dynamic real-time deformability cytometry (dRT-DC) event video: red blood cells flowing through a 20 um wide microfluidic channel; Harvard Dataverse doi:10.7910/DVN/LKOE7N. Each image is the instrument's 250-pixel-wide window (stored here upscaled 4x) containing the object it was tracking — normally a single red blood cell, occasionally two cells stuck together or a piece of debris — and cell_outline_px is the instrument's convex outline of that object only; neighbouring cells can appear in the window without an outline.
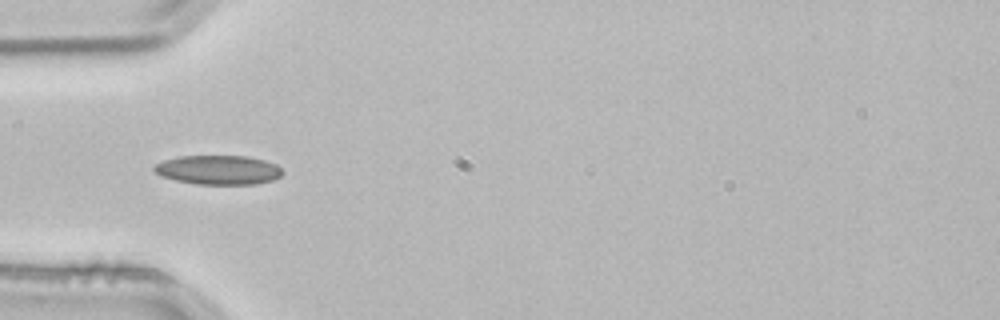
{"species": "common noctule bat (a hibernating species)", "species_latin": "Nyctalus noctula", "temperature_condition": "room temperature", "stored_images_in_passage": 3, "camera_frame_rate_fps": 3000, "um_per_image_px": 0.085, "animal": {"sex": "male", "body_mass_g": 21.5, "forearm_length_mm": 52.0}, "frame": {"image": 1, "passage_image": 3, "time_ms": 0.667, "image_size_px": [1000, 320], "cell_outline_px": [[284, 172], [280, 176], [272, 180], [256, 184], [196, 184], [176, 180], [160, 176], [152, 168], [156, 164], [164, 160], [176, 156], [248, 156], [264, 160], [276, 164]], "centroid_in_image_um": [18.55, 14.44], "position_along_channel_um": 66.4, "area_um2": 21.91}}